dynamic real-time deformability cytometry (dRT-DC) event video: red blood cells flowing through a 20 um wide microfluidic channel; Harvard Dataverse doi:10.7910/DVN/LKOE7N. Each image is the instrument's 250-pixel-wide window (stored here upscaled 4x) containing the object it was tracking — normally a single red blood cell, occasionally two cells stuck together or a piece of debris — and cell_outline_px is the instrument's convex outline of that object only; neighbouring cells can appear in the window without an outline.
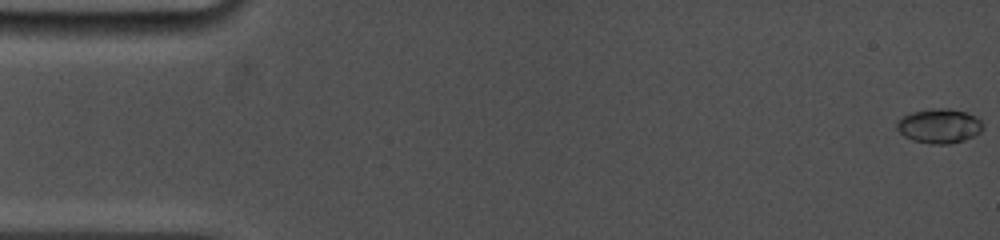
{"species": "common noctule bat (a hibernating species)", "species_latin": "Nyctalus noctula", "temperature_condition": "cold", "stored_images_in_passage": 41, "camera_frame_rate_fps": 5000, "um_per_image_px": 0.085, "animal": {"sex": "female", "body_mass_g": 19.0, "forearm_length_mm": 53.3}, "frame": {"image": 1, "passage_image": 1, "time_ms": 0.0, "image_size_px": [1000, 240], "cell_outline_px": [[984, 124], [980, 132], [964, 140], [948, 144], [932, 144], [912, 140], [904, 136], [896, 128], [896, 124], [904, 116], [912, 112], [936, 108], [948, 108], [968, 112], [976, 116]], "centroid_in_image_um": [79.86, 10.7], "position_along_channel_um": 5.1, "area_um2": 17.22}}
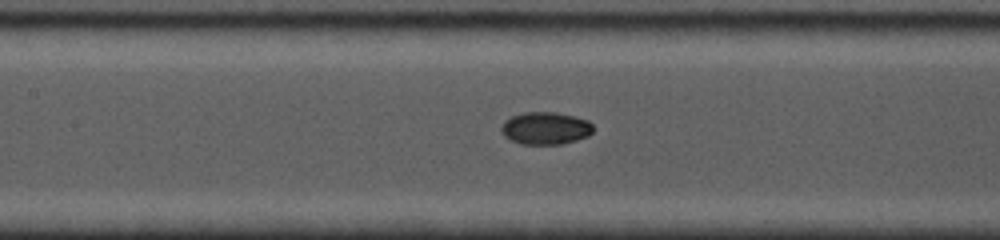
{"frame": {"image": 2, "passage_image": 23, "time_ms": 7.6, "image_size_px": [1000, 240], "cell_outline_px": [[592, 132], [588, 136], [564, 144], [520, 144], [504, 136], [500, 132], [500, 128], [504, 120], [512, 116], [524, 112], [556, 112], [576, 116], [588, 120], [592, 124]], "centroid_in_image_um": [46.36, 10.89], "position_along_channel_um": 161.0, "area_um2": 17.57}}
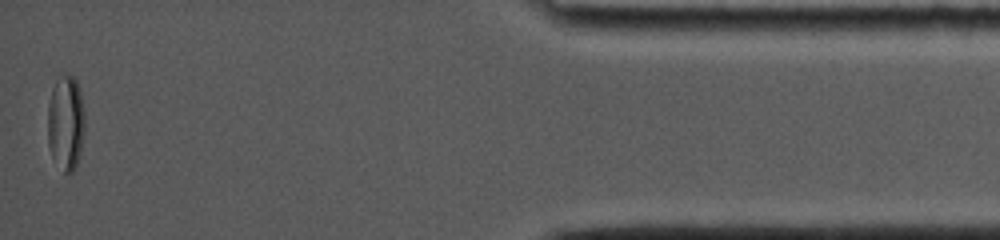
{"frame": {"image": 3, "passage_image": 41, "time_ms": 16.0, "image_size_px": [1000, 240], "cell_outline_px": [[84, 136], [80, 156], [72, 172], [64, 172], [52, 156], [48, 144], [48, 104], [52, 88], [56, 80], [64, 72], [72, 76], [76, 80], [80, 92], [84, 112]], "centroid_in_image_um": [5.59, 10.41], "position_along_channel_um": 429.6, "area_um2": 20.63}, "authors_computed_cell_mechanics": {"area_um2": 16.762, "velocity_mm_per_s": 3.8949, "shape_relaxation_time_tau1_ms": 8.0836, "shape_relaxation_time_tau2_ms": 1.7272, "deformation_change_tau1": 0.2088, "deformation_change_tau2": 0.0244}}